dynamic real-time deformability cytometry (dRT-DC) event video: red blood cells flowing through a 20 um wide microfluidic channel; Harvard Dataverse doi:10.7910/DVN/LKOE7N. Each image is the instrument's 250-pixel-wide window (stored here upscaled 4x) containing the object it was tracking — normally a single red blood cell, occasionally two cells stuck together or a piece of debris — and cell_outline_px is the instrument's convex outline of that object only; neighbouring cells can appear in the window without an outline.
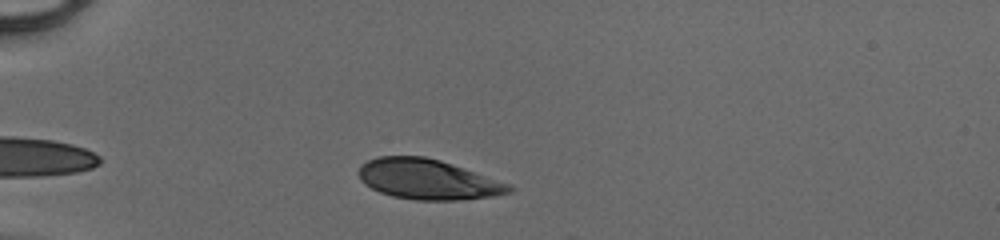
{"species": "human", "species_latin": "Homo sapiens", "temperature_condition": "cold", "stored_images_in_passage": 32, "camera_frame_rate_fps": 3000, "um_per_image_px": 0.085, "donor": {"sex": "male"}, "frame": {"image": 1, "passage_image": 4, "time_ms": 1.0, "image_size_px": [1000, 240], "cell_outline_px": [[516, 188], [512, 192], [492, 196], [460, 200], [416, 200], [392, 196], [380, 192], [364, 184], [360, 180], [360, 164], [376, 156], [424, 156], [440, 160], [512, 184]], "centroid_in_image_um": [36.39, 15.24], "position_along_channel_um": 48.6, "area_um2": 35.32}}
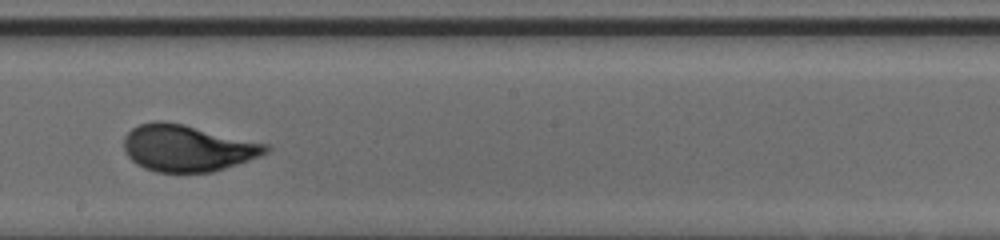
{"frame": {"image": 2, "passage_image": 19, "time_ms": 6.0, "image_size_px": [1000, 240], "cell_outline_px": [[272, 148], [268, 152], [260, 156], [212, 172], [156, 172], [144, 168], [136, 164], [128, 156], [124, 148], [124, 136], [132, 128], [140, 124], [156, 120], [164, 120], [184, 124], [272, 144]], "centroid_in_image_um": [15.96, 12.57], "position_along_channel_um": 232.2, "area_um2": 38.9}}
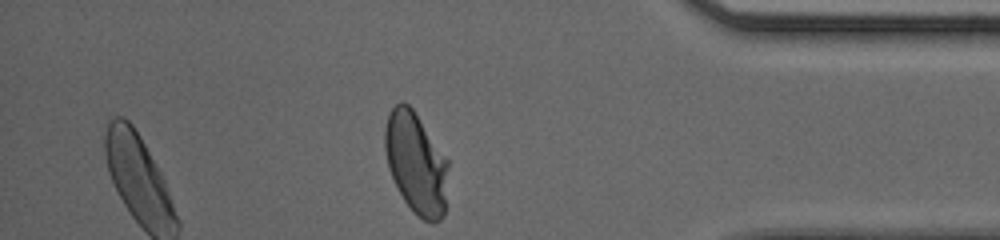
{"frame": {"image": 3, "passage_image": 32, "time_ms": 10.333, "image_size_px": [1000, 240], "cell_outline_px": [[448, 168], [444, 216], [440, 220], [432, 224], [424, 220], [404, 200], [392, 176], [388, 164], [384, 148], [384, 128], [388, 112], [400, 100], [408, 104], [412, 108], [448, 160]], "centroid_in_image_um": [35.36, 13.84], "position_along_channel_um": 399.8, "area_um2": 37.11}}